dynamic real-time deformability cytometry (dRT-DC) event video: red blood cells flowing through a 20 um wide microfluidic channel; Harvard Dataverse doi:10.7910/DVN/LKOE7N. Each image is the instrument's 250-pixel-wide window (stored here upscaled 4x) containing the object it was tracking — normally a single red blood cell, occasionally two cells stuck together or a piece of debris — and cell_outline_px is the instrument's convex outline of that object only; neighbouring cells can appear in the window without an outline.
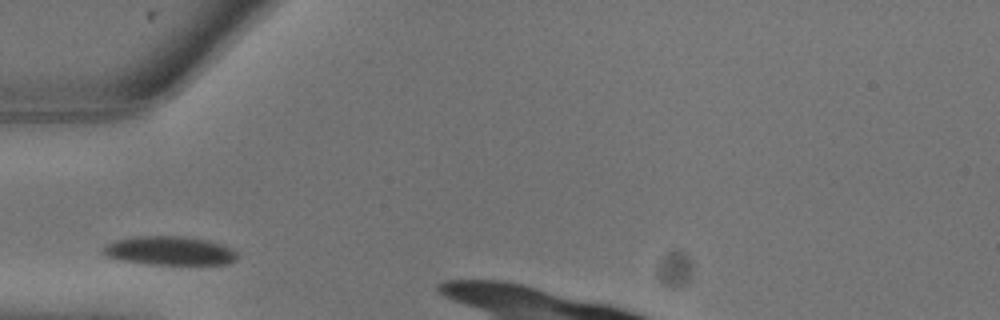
{"species": "common noctule bat (a hibernating species)", "species_latin": "Nyctalus noctula", "temperature_condition": "warm", "stored_images_in_passage": 2, "camera_frame_rate_fps": 3000, "um_per_image_px": 0.085, "animal": {"sex": "male", "body_mass_g": 13.3}, "frame": {"image": 1, "passage_image": 1, "time_ms": 0.0, "image_size_px": [1000, 320], "cell_outline_px": [[240, 256], [236, 260], [224, 264], [148, 264], [120, 260], [108, 256], [100, 252], [104, 244], [116, 240], [136, 236], [184, 236], [208, 240], [232, 248]], "centroid_in_image_um": [14.4, 21.31], "position_along_channel_um": 70.6, "area_um2": 22.66}}